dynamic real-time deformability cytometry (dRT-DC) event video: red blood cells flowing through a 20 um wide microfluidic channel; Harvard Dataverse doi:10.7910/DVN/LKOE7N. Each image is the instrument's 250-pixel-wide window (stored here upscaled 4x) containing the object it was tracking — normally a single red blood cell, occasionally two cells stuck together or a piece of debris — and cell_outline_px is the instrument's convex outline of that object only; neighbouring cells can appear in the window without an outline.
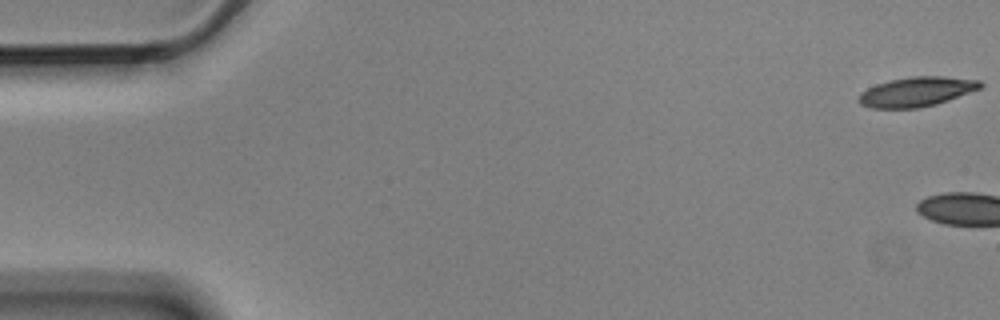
{"species": "Egyptian fruit bat (a non-hibernating species)", "species_latin": "Rousettus aegyptiacus", "temperature_condition": "cold", "stored_images_in_passage": 5, "camera_frame_rate_fps": 3000, "um_per_image_px": 0.085, "animal": {"sex": "male"}, "frame": {"image": 1, "passage_image": 1, "time_ms": 0.0, "image_size_px": [1000, 320], "cell_outline_px": [[984, 84], [980, 88], [948, 100], [936, 104], [920, 108], [872, 108], [860, 104], [856, 100], [860, 92], [876, 84], [888, 80], [912, 76], [944, 76], [980, 80]], "centroid_in_image_um": [77.87, 7.79], "position_along_channel_um": 7.1, "area_um2": 21.1}}